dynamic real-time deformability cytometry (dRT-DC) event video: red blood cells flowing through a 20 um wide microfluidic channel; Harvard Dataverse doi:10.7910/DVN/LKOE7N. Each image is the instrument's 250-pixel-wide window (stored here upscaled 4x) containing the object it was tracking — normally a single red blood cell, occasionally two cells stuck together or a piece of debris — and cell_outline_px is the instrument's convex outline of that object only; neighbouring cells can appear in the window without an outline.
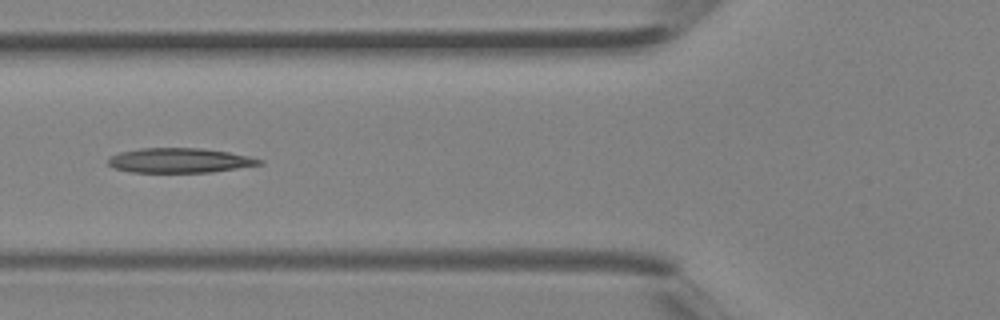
{"species": "Egyptian fruit bat (a non-hibernating species)", "species_latin": "Rousettus aegyptiacus", "temperature_condition": "room temperature", "stored_images_in_passage": 4, "camera_frame_rate_fps": 3000, "um_per_image_px": 0.085, "animal": {"sex": "female"}, "frame": {"image": 1, "passage_image": 4, "time_ms": 1.0, "image_size_px": [1000, 320], "cell_outline_px": [[264, 164], [212, 172], [132, 172], [112, 168], [108, 164], [108, 160], [112, 156], [120, 152], [140, 148], [200, 148], [228, 152], [248, 156], [264, 160]], "centroid_in_image_um": [15.28, 13.64], "position_along_channel_um": 110.5, "area_um2": 21.73}}